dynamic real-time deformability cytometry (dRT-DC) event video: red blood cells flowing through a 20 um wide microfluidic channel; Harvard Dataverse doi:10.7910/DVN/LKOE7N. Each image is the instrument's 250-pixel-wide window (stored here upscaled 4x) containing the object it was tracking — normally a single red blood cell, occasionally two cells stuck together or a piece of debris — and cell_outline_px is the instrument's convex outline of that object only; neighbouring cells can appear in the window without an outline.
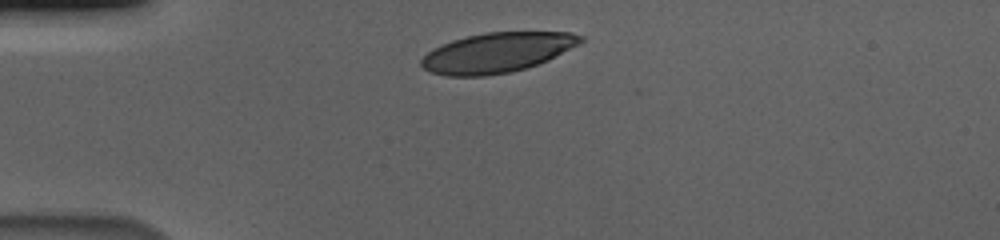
{"species": "human", "species_latin": "Homo sapiens", "temperature_condition": "cold", "stored_images_in_passage": 36, "camera_frame_rate_fps": 3000, "um_per_image_px": 0.085, "donor": {"sex": "male"}, "frame": {"image": 1, "passage_image": 1, "time_ms": 0.0, "image_size_px": [1000, 240], "cell_outline_px": [[576, 40], [552, 56], [544, 60], [520, 68], [500, 72], [440, 72], [428, 56], [432, 52], [448, 44], [460, 40], [476, 36], [500, 32], [556, 32], [572, 36]], "centroid_in_image_um": [42.41, 4.38], "position_along_channel_um": 42.6, "area_um2": 30.63}}
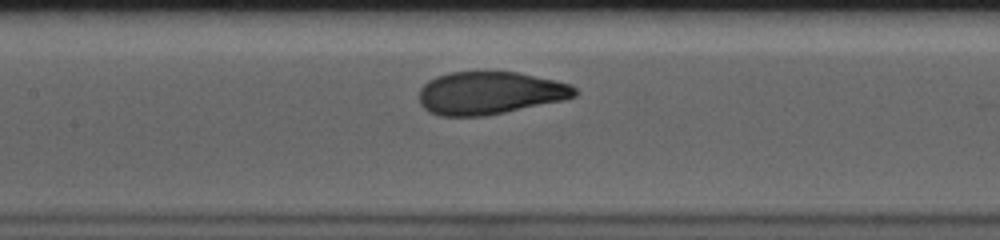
{"frame": {"image": 2, "passage_image": 14, "time_ms": 4.333, "image_size_px": [1000, 240], "cell_outline_px": [[572, 92], [568, 96], [492, 112], [440, 112], [432, 108], [428, 104], [428, 88], [436, 80], [448, 76], [472, 72], [500, 72], [560, 84], [572, 88]], "centroid_in_image_um": [41.69, 7.84], "position_along_channel_um": 165.7, "area_um2": 31.04}}
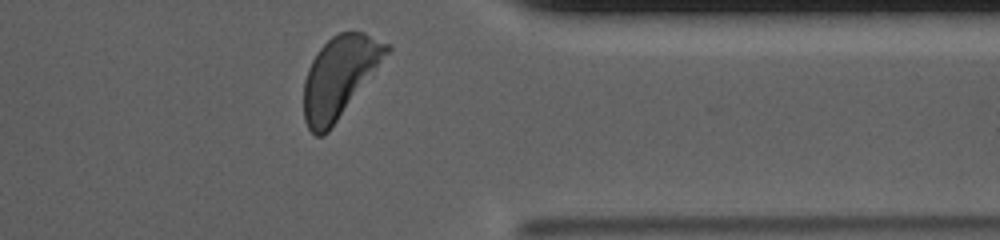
{"frame": {"image": 3, "passage_image": 33, "time_ms": 10.667, "image_size_px": [1000, 240], "cell_outline_px": [[368, 60], [332, 124], [324, 132], [316, 132], [308, 124], [304, 108], [304, 92], [308, 76], [312, 64], [320, 52], [332, 40]], "centroid_in_image_um": [28.09, 7.16], "position_along_channel_um": 383.3, "area_um2": 24.91}}